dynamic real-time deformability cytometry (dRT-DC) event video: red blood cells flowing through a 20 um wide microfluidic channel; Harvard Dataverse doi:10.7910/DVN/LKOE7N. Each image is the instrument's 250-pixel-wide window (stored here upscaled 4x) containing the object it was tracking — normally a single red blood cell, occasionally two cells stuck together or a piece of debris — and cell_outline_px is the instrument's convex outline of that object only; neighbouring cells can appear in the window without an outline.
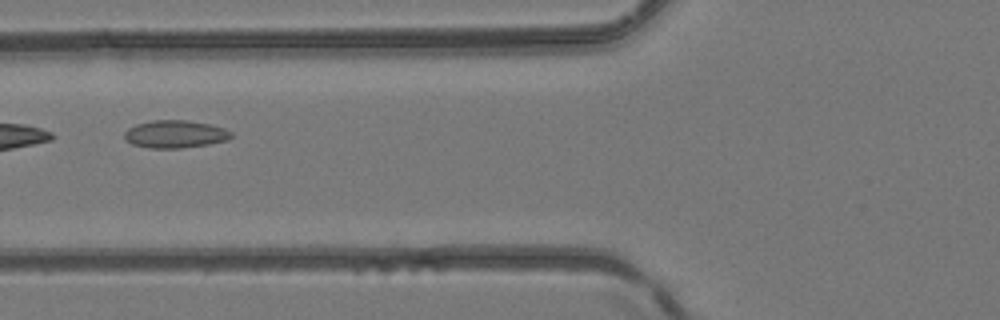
{"species": "common noctule bat (a hibernating species)", "species_latin": "Nyctalus noctula", "temperature_condition": "room temperature", "stored_images_in_passage": 4, "camera_frame_rate_fps": 3000, "um_per_image_px": 0.085, "animal": {"sex": "female", "body_mass_g": 24.6, "forearm_length_mm": 56.2}, "frame": {"image": 1, "passage_image": 3, "time_ms": 0.667, "image_size_px": [1000, 320], "cell_outline_px": [[232, 136], [228, 140], [208, 144], [180, 148], [148, 148], [132, 144], [124, 140], [124, 132], [128, 128], [136, 124], [152, 120], [188, 120], [208, 124], [224, 128], [232, 132]], "centroid_in_image_um": [14.86, 11.4], "position_along_channel_um": 110.9, "area_um2": 17.28}}
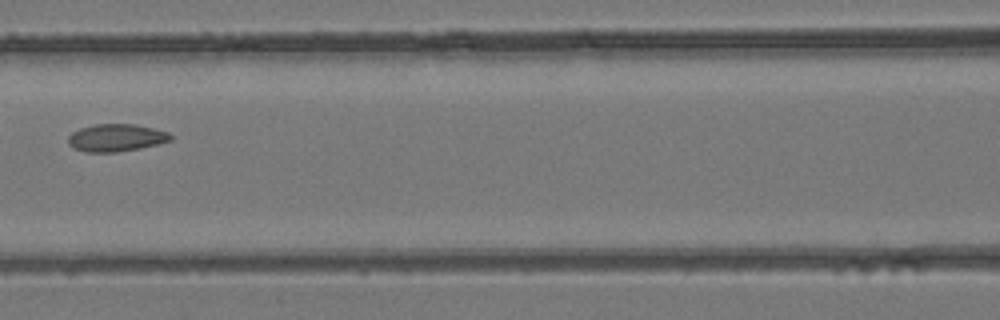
{"frame": {"image": 2, "passage_image": 4, "time_ms": 1.0, "image_size_px": [1000, 320], "cell_outline_px": [[172, 140], [160, 144], [140, 148], [116, 152], [84, 152], [72, 148], [68, 144], [68, 136], [72, 132], [80, 128], [96, 124], [136, 124], [168, 132], [172, 136]], "centroid_in_image_um": [9.86, 11.71], "position_along_channel_um": 156.7, "area_um2": 16.53}}